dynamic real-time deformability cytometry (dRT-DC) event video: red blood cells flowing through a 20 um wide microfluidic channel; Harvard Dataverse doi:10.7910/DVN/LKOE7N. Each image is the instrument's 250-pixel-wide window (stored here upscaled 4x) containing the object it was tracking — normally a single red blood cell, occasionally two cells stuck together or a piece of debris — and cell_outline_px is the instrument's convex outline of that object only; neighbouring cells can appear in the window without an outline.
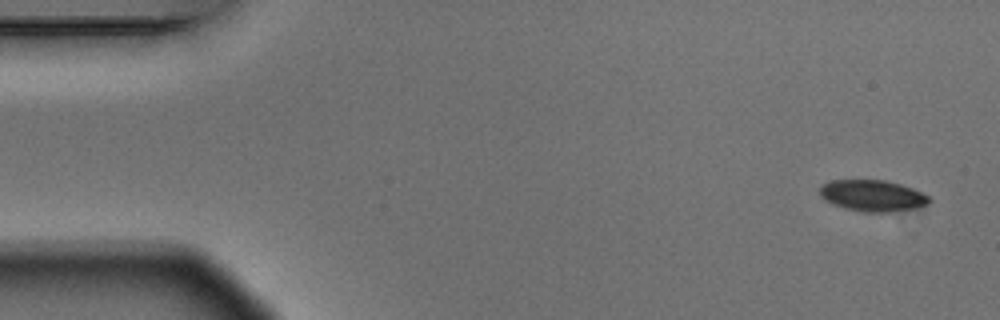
{"species": "Egyptian fruit bat (a non-hibernating species)", "species_latin": "Rousettus aegyptiacus", "temperature_condition": "warm", "stored_images_in_passage": 6, "camera_frame_rate_fps": 3000, "um_per_image_px": 0.085, "animal": {"sex": "male"}, "frame": {"image": 1, "passage_image": 1, "time_ms": 0.0, "image_size_px": [1000, 320], "cell_outline_px": [[932, 200], [928, 204], [912, 208], [888, 212], [864, 212], [844, 208], [832, 204], [820, 192], [820, 184], [832, 180], [884, 180], [900, 184], [912, 188], [928, 196]], "centroid_in_image_um": [74.16, 16.62], "position_along_channel_um": 10.8, "area_um2": 19.71}}
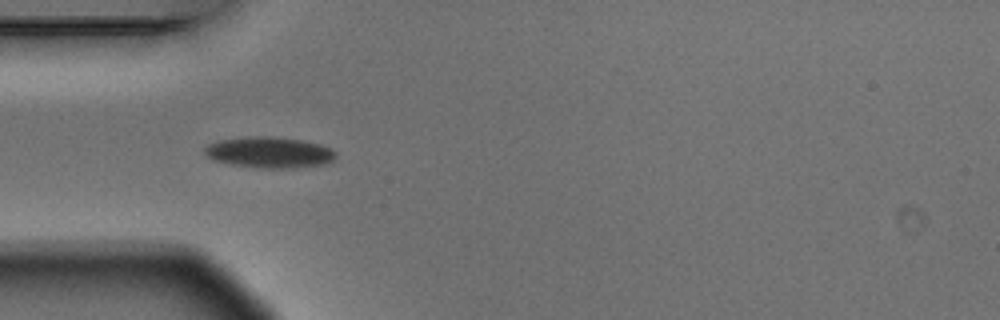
{"frame": {"image": 2, "passage_image": 5, "time_ms": 1.333, "image_size_px": [1000, 320], "cell_outline_px": [[336, 156], [332, 160], [324, 164], [296, 168], [264, 168], [232, 164], [212, 160], [204, 152], [204, 148], [208, 144], [220, 140], [248, 136], [272, 136], [304, 140], [320, 144], [332, 148], [336, 152]], "centroid_in_image_um": [22.92, 12.94], "position_along_channel_um": 62.1, "area_um2": 23.81}}
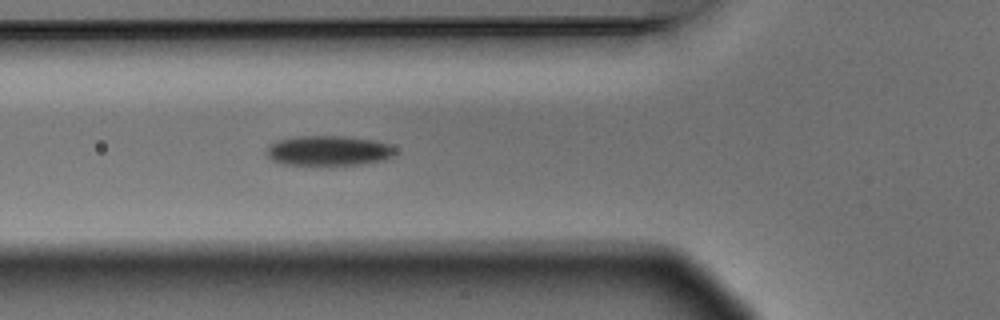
{"frame": {"image": 3, "passage_image": 6, "time_ms": 1.667, "image_size_px": [1000, 320], "cell_outline_px": [[396, 152], [392, 156], [384, 160], [364, 164], [288, 164], [272, 160], [264, 152], [268, 144], [276, 140], [296, 136], [348, 136], [376, 140], [388, 144], [396, 148]], "centroid_in_image_um": [27.92, 12.78], "position_along_channel_um": 97.9, "area_um2": 22.6}}